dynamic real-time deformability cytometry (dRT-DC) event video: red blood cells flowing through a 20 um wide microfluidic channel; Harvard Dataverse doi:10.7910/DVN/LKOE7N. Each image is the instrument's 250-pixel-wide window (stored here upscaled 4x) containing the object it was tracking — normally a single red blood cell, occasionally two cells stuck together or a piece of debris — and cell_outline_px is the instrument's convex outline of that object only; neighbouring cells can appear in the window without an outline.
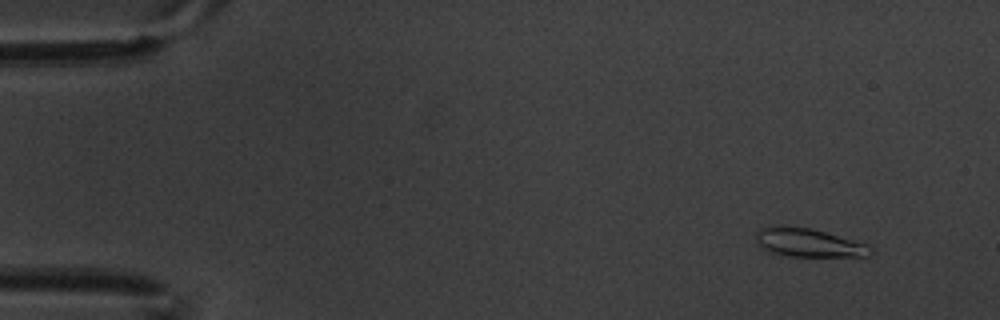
{"species": "common noctule bat (a hibernating species)", "species_latin": "Nyctalus noctula", "temperature_condition": "warm", "stored_images_in_passage": 6, "camera_frame_rate_fps": 3000, "um_per_image_px": 0.085, "animal": {"sex": "male", "body_mass_g": 20.1, "forearm_length_mm": 53.5}, "frame": {"image": 1, "passage_image": 1, "time_ms": 0.0, "image_size_px": [1000, 320], "cell_outline_px": [[876, 252], [872, 256], [788, 256], [768, 252], [756, 244], [756, 232], [760, 228], [776, 224], [812, 228], [868, 244]], "centroid_in_image_um": [68.72, 20.62], "position_along_channel_um": 16.3, "area_um2": 19.54}}
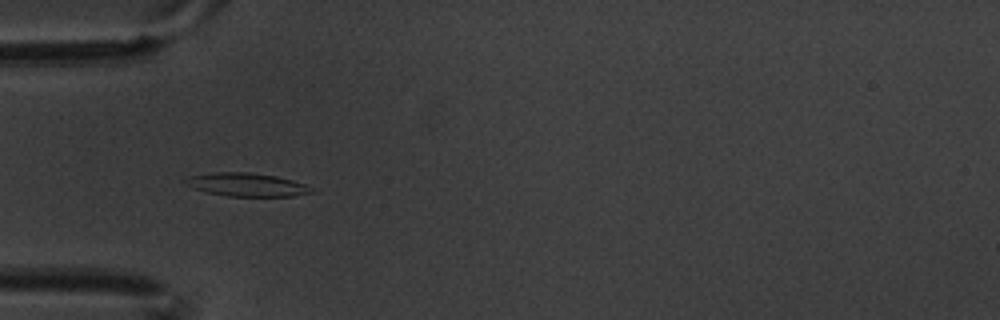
{"frame": {"image": 2, "passage_image": 5, "time_ms": 1.333, "image_size_px": [1000, 320], "cell_outline_px": [[312, 192], [292, 196], [228, 196], [208, 192], [192, 188], [180, 180], [188, 176], [216, 172], [248, 172], [276, 176], [292, 180], [304, 184], [312, 188]], "centroid_in_image_um": [20.9, 15.69], "position_along_channel_um": 64.1, "area_um2": 17.05}}